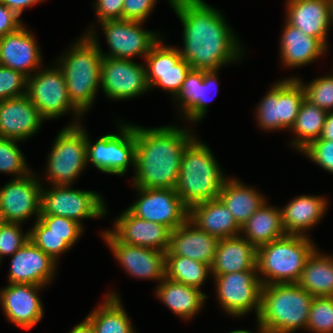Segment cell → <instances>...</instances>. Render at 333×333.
<instances>
[{
	"mask_svg": "<svg viewBox=\"0 0 333 333\" xmlns=\"http://www.w3.org/2000/svg\"><path fill=\"white\" fill-rule=\"evenodd\" d=\"M185 129L172 126H135L134 186L175 189L184 149L194 138Z\"/></svg>",
	"mask_w": 333,
	"mask_h": 333,
	"instance_id": "2",
	"label": "cell"
},
{
	"mask_svg": "<svg viewBox=\"0 0 333 333\" xmlns=\"http://www.w3.org/2000/svg\"><path fill=\"white\" fill-rule=\"evenodd\" d=\"M240 232L256 248L284 237L281 210L268 206L265 201L241 226Z\"/></svg>",
	"mask_w": 333,
	"mask_h": 333,
	"instance_id": "31",
	"label": "cell"
},
{
	"mask_svg": "<svg viewBox=\"0 0 333 333\" xmlns=\"http://www.w3.org/2000/svg\"><path fill=\"white\" fill-rule=\"evenodd\" d=\"M56 262L30 240L12 255L10 284L44 286L51 281Z\"/></svg>",
	"mask_w": 333,
	"mask_h": 333,
	"instance_id": "21",
	"label": "cell"
},
{
	"mask_svg": "<svg viewBox=\"0 0 333 333\" xmlns=\"http://www.w3.org/2000/svg\"><path fill=\"white\" fill-rule=\"evenodd\" d=\"M100 23L111 49L109 54L101 53L102 57L130 59L141 55L145 58L151 48L161 40L155 32L141 28L142 22L116 19Z\"/></svg>",
	"mask_w": 333,
	"mask_h": 333,
	"instance_id": "14",
	"label": "cell"
},
{
	"mask_svg": "<svg viewBox=\"0 0 333 333\" xmlns=\"http://www.w3.org/2000/svg\"><path fill=\"white\" fill-rule=\"evenodd\" d=\"M34 284H9L0 292V303L4 314L17 326L31 329L43 316V306Z\"/></svg>",
	"mask_w": 333,
	"mask_h": 333,
	"instance_id": "20",
	"label": "cell"
},
{
	"mask_svg": "<svg viewBox=\"0 0 333 333\" xmlns=\"http://www.w3.org/2000/svg\"><path fill=\"white\" fill-rule=\"evenodd\" d=\"M304 99V88L296 78L275 83L257 108L259 126L264 130L291 129Z\"/></svg>",
	"mask_w": 333,
	"mask_h": 333,
	"instance_id": "8",
	"label": "cell"
},
{
	"mask_svg": "<svg viewBox=\"0 0 333 333\" xmlns=\"http://www.w3.org/2000/svg\"><path fill=\"white\" fill-rule=\"evenodd\" d=\"M93 32L89 30L59 61L69 99L82 113L90 109L101 84L103 51Z\"/></svg>",
	"mask_w": 333,
	"mask_h": 333,
	"instance_id": "3",
	"label": "cell"
},
{
	"mask_svg": "<svg viewBox=\"0 0 333 333\" xmlns=\"http://www.w3.org/2000/svg\"><path fill=\"white\" fill-rule=\"evenodd\" d=\"M120 130V135H104L94 144H91L86 134V150L87 162H91L98 170L123 176L130 163L135 166V126L122 125Z\"/></svg>",
	"mask_w": 333,
	"mask_h": 333,
	"instance_id": "10",
	"label": "cell"
},
{
	"mask_svg": "<svg viewBox=\"0 0 333 333\" xmlns=\"http://www.w3.org/2000/svg\"><path fill=\"white\" fill-rule=\"evenodd\" d=\"M287 6L286 22L327 47V30L332 24L329 0H288Z\"/></svg>",
	"mask_w": 333,
	"mask_h": 333,
	"instance_id": "25",
	"label": "cell"
},
{
	"mask_svg": "<svg viewBox=\"0 0 333 333\" xmlns=\"http://www.w3.org/2000/svg\"><path fill=\"white\" fill-rule=\"evenodd\" d=\"M161 43L159 40L145 57L148 86H160L175 98L192 68L181 57L178 48L163 46Z\"/></svg>",
	"mask_w": 333,
	"mask_h": 333,
	"instance_id": "16",
	"label": "cell"
},
{
	"mask_svg": "<svg viewBox=\"0 0 333 333\" xmlns=\"http://www.w3.org/2000/svg\"><path fill=\"white\" fill-rule=\"evenodd\" d=\"M306 328L316 333H333V297H314Z\"/></svg>",
	"mask_w": 333,
	"mask_h": 333,
	"instance_id": "40",
	"label": "cell"
},
{
	"mask_svg": "<svg viewBox=\"0 0 333 333\" xmlns=\"http://www.w3.org/2000/svg\"><path fill=\"white\" fill-rule=\"evenodd\" d=\"M218 241V238L200 230L187 219L182 225L170 231L169 248L165 255L186 257L211 266Z\"/></svg>",
	"mask_w": 333,
	"mask_h": 333,
	"instance_id": "23",
	"label": "cell"
},
{
	"mask_svg": "<svg viewBox=\"0 0 333 333\" xmlns=\"http://www.w3.org/2000/svg\"><path fill=\"white\" fill-rule=\"evenodd\" d=\"M156 293L169 309L183 319L193 318L207 297L201 290L167 277L160 282Z\"/></svg>",
	"mask_w": 333,
	"mask_h": 333,
	"instance_id": "32",
	"label": "cell"
},
{
	"mask_svg": "<svg viewBox=\"0 0 333 333\" xmlns=\"http://www.w3.org/2000/svg\"><path fill=\"white\" fill-rule=\"evenodd\" d=\"M257 270V248L242 236L219 239L211 264L213 276Z\"/></svg>",
	"mask_w": 333,
	"mask_h": 333,
	"instance_id": "26",
	"label": "cell"
},
{
	"mask_svg": "<svg viewBox=\"0 0 333 333\" xmlns=\"http://www.w3.org/2000/svg\"><path fill=\"white\" fill-rule=\"evenodd\" d=\"M70 333H95L91 322L86 318L81 323L76 325Z\"/></svg>",
	"mask_w": 333,
	"mask_h": 333,
	"instance_id": "51",
	"label": "cell"
},
{
	"mask_svg": "<svg viewBox=\"0 0 333 333\" xmlns=\"http://www.w3.org/2000/svg\"><path fill=\"white\" fill-rule=\"evenodd\" d=\"M141 196L128 210L136 217L166 226L170 231L182 225L189 209L175 189L136 187Z\"/></svg>",
	"mask_w": 333,
	"mask_h": 333,
	"instance_id": "13",
	"label": "cell"
},
{
	"mask_svg": "<svg viewBox=\"0 0 333 333\" xmlns=\"http://www.w3.org/2000/svg\"><path fill=\"white\" fill-rule=\"evenodd\" d=\"M188 219L200 230L218 239L238 236L241 231L230 210L219 198L193 205Z\"/></svg>",
	"mask_w": 333,
	"mask_h": 333,
	"instance_id": "28",
	"label": "cell"
},
{
	"mask_svg": "<svg viewBox=\"0 0 333 333\" xmlns=\"http://www.w3.org/2000/svg\"><path fill=\"white\" fill-rule=\"evenodd\" d=\"M103 238L115 258L134 277L158 279L165 277V253L156 249L118 242L108 231Z\"/></svg>",
	"mask_w": 333,
	"mask_h": 333,
	"instance_id": "18",
	"label": "cell"
},
{
	"mask_svg": "<svg viewBox=\"0 0 333 333\" xmlns=\"http://www.w3.org/2000/svg\"><path fill=\"white\" fill-rule=\"evenodd\" d=\"M211 150L193 138L185 147L175 191L182 203L193 205L216 199L226 178Z\"/></svg>",
	"mask_w": 333,
	"mask_h": 333,
	"instance_id": "4",
	"label": "cell"
},
{
	"mask_svg": "<svg viewBox=\"0 0 333 333\" xmlns=\"http://www.w3.org/2000/svg\"><path fill=\"white\" fill-rule=\"evenodd\" d=\"M183 30L181 57L192 69L218 71L240 58V46L224 17L203 0H172Z\"/></svg>",
	"mask_w": 333,
	"mask_h": 333,
	"instance_id": "1",
	"label": "cell"
},
{
	"mask_svg": "<svg viewBox=\"0 0 333 333\" xmlns=\"http://www.w3.org/2000/svg\"><path fill=\"white\" fill-rule=\"evenodd\" d=\"M3 223V219H2V216H1V213H0V225Z\"/></svg>",
	"mask_w": 333,
	"mask_h": 333,
	"instance_id": "54",
	"label": "cell"
},
{
	"mask_svg": "<svg viewBox=\"0 0 333 333\" xmlns=\"http://www.w3.org/2000/svg\"><path fill=\"white\" fill-rule=\"evenodd\" d=\"M313 299L297 283L263 285L257 318L269 332L293 333L307 327Z\"/></svg>",
	"mask_w": 333,
	"mask_h": 333,
	"instance_id": "5",
	"label": "cell"
},
{
	"mask_svg": "<svg viewBox=\"0 0 333 333\" xmlns=\"http://www.w3.org/2000/svg\"><path fill=\"white\" fill-rule=\"evenodd\" d=\"M316 164L333 174V140L316 139L301 150Z\"/></svg>",
	"mask_w": 333,
	"mask_h": 333,
	"instance_id": "44",
	"label": "cell"
},
{
	"mask_svg": "<svg viewBox=\"0 0 333 333\" xmlns=\"http://www.w3.org/2000/svg\"><path fill=\"white\" fill-rule=\"evenodd\" d=\"M47 177L54 186H71L87 162L86 132L79 123L63 128L48 156Z\"/></svg>",
	"mask_w": 333,
	"mask_h": 333,
	"instance_id": "7",
	"label": "cell"
},
{
	"mask_svg": "<svg viewBox=\"0 0 333 333\" xmlns=\"http://www.w3.org/2000/svg\"><path fill=\"white\" fill-rule=\"evenodd\" d=\"M20 225L12 222H3L0 225V261L4 255H14L29 241V231L21 233Z\"/></svg>",
	"mask_w": 333,
	"mask_h": 333,
	"instance_id": "43",
	"label": "cell"
},
{
	"mask_svg": "<svg viewBox=\"0 0 333 333\" xmlns=\"http://www.w3.org/2000/svg\"><path fill=\"white\" fill-rule=\"evenodd\" d=\"M296 79L303 86L307 101L326 112H331L333 108V74L315 79L307 85L303 84L300 79Z\"/></svg>",
	"mask_w": 333,
	"mask_h": 333,
	"instance_id": "41",
	"label": "cell"
},
{
	"mask_svg": "<svg viewBox=\"0 0 333 333\" xmlns=\"http://www.w3.org/2000/svg\"><path fill=\"white\" fill-rule=\"evenodd\" d=\"M327 201L320 196L302 195L281 208L282 224L286 235H305L304 231L320 221Z\"/></svg>",
	"mask_w": 333,
	"mask_h": 333,
	"instance_id": "29",
	"label": "cell"
},
{
	"mask_svg": "<svg viewBox=\"0 0 333 333\" xmlns=\"http://www.w3.org/2000/svg\"><path fill=\"white\" fill-rule=\"evenodd\" d=\"M217 72L191 69L186 75L176 100L181 102L182 112L188 120L197 122L205 116L209 92L216 86Z\"/></svg>",
	"mask_w": 333,
	"mask_h": 333,
	"instance_id": "27",
	"label": "cell"
},
{
	"mask_svg": "<svg viewBox=\"0 0 333 333\" xmlns=\"http://www.w3.org/2000/svg\"><path fill=\"white\" fill-rule=\"evenodd\" d=\"M297 284L314 297H333V257L320 255L315 249Z\"/></svg>",
	"mask_w": 333,
	"mask_h": 333,
	"instance_id": "34",
	"label": "cell"
},
{
	"mask_svg": "<svg viewBox=\"0 0 333 333\" xmlns=\"http://www.w3.org/2000/svg\"><path fill=\"white\" fill-rule=\"evenodd\" d=\"M327 114L325 110L312 105L306 99L303 100L295 123L290 129L298 134L297 139L291 142L296 149L301 151L309 143L320 138Z\"/></svg>",
	"mask_w": 333,
	"mask_h": 333,
	"instance_id": "36",
	"label": "cell"
},
{
	"mask_svg": "<svg viewBox=\"0 0 333 333\" xmlns=\"http://www.w3.org/2000/svg\"><path fill=\"white\" fill-rule=\"evenodd\" d=\"M38 47L33 34L21 26L17 31L0 37V62L4 67L29 77L30 71L39 68L42 60Z\"/></svg>",
	"mask_w": 333,
	"mask_h": 333,
	"instance_id": "24",
	"label": "cell"
},
{
	"mask_svg": "<svg viewBox=\"0 0 333 333\" xmlns=\"http://www.w3.org/2000/svg\"><path fill=\"white\" fill-rule=\"evenodd\" d=\"M320 138L333 140V111L327 114Z\"/></svg>",
	"mask_w": 333,
	"mask_h": 333,
	"instance_id": "50",
	"label": "cell"
},
{
	"mask_svg": "<svg viewBox=\"0 0 333 333\" xmlns=\"http://www.w3.org/2000/svg\"><path fill=\"white\" fill-rule=\"evenodd\" d=\"M18 140L0 137V172L13 173L15 178H21L29 173L25 157L18 148Z\"/></svg>",
	"mask_w": 333,
	"mask_h": 333,
	"instance_id": "39",
	"label": "cell"
},
{
	"mask_svg": "<svg viewBox=\"0 0 333 333\" xmlns=\"http://www.w3.org/2000/svg\"><path fill=\"white\" fill-rule=\"evenodd\" d=\"M329 7H330V19L333 23V0H329Z\"/></svg>",
	"mask_w": 333,
	"mask_h": 333,
	"instance_id": "53",
	"label": "cell"
},
{
	"mask_svg": "<svg viewBox=\"0 0 333 333\" xmlns=\"http://www.w3.org/2000/svg\"><path fill=\"white\" fill-rule=\"evenodd\" d=\"M105 300L86 317L94 327V332L136 333L117 294L110 292Z\"/></svg>",
	"mask_w": 333,
	"mask_h": 333,
	"instance_id": "35",
	"label": "cell"
},
{
	"mask_svg": "<svg viewBox=\"0 0 333 333\" xmlns=\"http://www.w3.org/2000/svg\"><path fill=\"white\" fill-rule=\"evenodd\" d=\"M100 86L114 100L136 97L149 89L146 67L131 59L103 57Z\"/></svg>",
	"mask_w": 333,
	"mask_h": 333,
	"instance_id": "15",
	"label": "cell"
},
{
	"mask_svg": "<svg viewBox=\"0 0 333 333\" xmlns=\"http://www.w3.org/2000/svg\"><path fill=\"white\" fill-rule=\"evenodd\" d=\"M31 174L14 178L0 189V213L3 222L21 224L34 214L39 218L42 185Z\"/></svg>",
	"mask_w": 333,
	"mask_h": 333,
	"instance_id": "17",
	"label": "cell"
},
{
	"mask_svg": "<svg viewBox=\"0 0 333 333\" xmlns=\"http://www.w3.org/2000/svg\"><path fill=\"white\" fill-rule=\"evenodd\" d=\"M29 233H53L66 236V243L72 247L81 237L83 226L62 216L40 215Z\"/></svg>",
	"mask_w": 333,
	"mask_h": 333,
	"instance_id": "38",
	"label": "cell"
},
{
	"mask_svg": "<svg viewBox=\"0 0 333 333\" xmlns=\"http://www.w3.org/2000/svg\"><path fill=\"white\" fill-rule=\"evenodd\" d=\"M211 266L196 260L176 255H165V277L197 288L204 284Z\"/></svg>",
	"mask_w": 333,
	"mask_h": 333,
	"instance_id": "37",
	"label": "cell"
},
{
	"mask_svg": "<svg viewBox=\"0 0 333 333\" xmlns=\"http://www.w3.org/2000/svg\"><path fill=\"white\" fill-rule=\"evenodd\" d=\"M282 34L280 57L285 66L298 67L309 64L327 48L318 38L304 34L287 22Z\"/></svg>",
	"mask_w": 333,
	"mask_h": 333,
	"instance_id": "30",
	"label": "cell"
},
{
	"mask_svg": "<svg viewBox=\"0 0 333 333\" xmlns=\"http://www.w3.org/2000/svg\"><path fill=\"white\" fill-rule=\"evenodd\" d=\"M23 88H27V76L4 66L0 68V101L27 95Z\"/></svg>",
	"mask_w": 333,
	"mask_h": 333,
	"instance_id": "42",
	"label": "cell"
},
{
	"mask_svg": "<svg viewBox=\"0 0 333 333\" xmlns=\"http://www.w3.org/2000/svg\"><path fill=\"white\" fill-rule=\"evenodd\" d=\"M43 0H0L1 3L12 9L19 17L23 10Z\"/></svg>",
	"mask_w": 333,
	"mask_h": 333,
	"instance_id": "49",
	"label": "cell"
},
{
	"mask_svg": "<svg viewBox=\"0 0 333 333\" xmlns=\"http://www.w3.org/2000/svg\"><path fill=\"white\" fill-rule=\"evenodd\" d=\"M95 11L99 21L123 19L124 0H97Z\"/></svg>",
	"mask_w": 333,
	"mask_h": 333,
	"instance_id": "47",
	"label": "cell"
},
{
	"mask_svg": "<svg viewBox=\"0 0 333 333\" xmlns=\"http://www.w3.org/2000/svg\"><path fill=\"white\" fill-rule=\"evenodd\" d=\"M307 236L285 235L257 248V272L262 285L298 283L306 261L315 250ZM268 278V279H267Z\"/></svg>",
	"mask_w": 333,
	"mask_h": 333,
	"instance_id": "6",
	"label": "cell"
},
{
	"mask_svg": "<svg viewBox=\"0 0 333 333\" xmlns=\"http://www.w3.org/2000/svg\"><path fill=\"white\" fill-rule=\"evenodd\" d=\"M19 19L12 9L0 2V37L15 32L23 26Z\"/></svg>",
	"mask_w": 333,
	"mask_h": 333,
	"instance_id": "48",
	"label": "cell"
},
{
	"mask_svg": "<svg viewBox=\"0 0 333 333\" xmlns=\"http://www.w3.org/2000/svg\"><path fill=\"white\" fill-rule=\"evenodd\" d=\"M29 240L49 255L55 262L58 256L70 249L66 243V236H59L53 233H29Z\"/></svg>",
	"mask_w": 333,
	"mask_h": 333,
	"instance_id": "45",
	"label": "cell"
},
{
	"mask_svg": "<svg viewBox=\"0 0 333 333\" xmlns=\"http://www.w3.org/2000/svg\"><path fill=\"white\" fill-rule=\"evenodd\" d=\"M27 96L43 119L58 118L68 110L76 117L83 114L69 99L64 75L58 67L39 71L27 77Z\"/></svg>",
	"mask_w": 333,
	"mask_h": 333,
	"instance_id": "11",
	"label": "cell"
},
{
	"mask_svg": "<svg viewBox=\"0 0 333 333\" xmlns=\"http://www.w3.org/2000/svg\"><path fill=\"white\" fill-rule=\"evenodd\" d=\"M155 4L156 0H124L123 19L143 23Z\"/></svg>",
	"mask_w": 333,
	"mask_h": 333,
	"instance_id": "46",
	"label": "cell"
},
{
	"mask_svg": "<svg viewBox=\"0 0 333 333\" xmlns=\"http://www.w3.org/2000/svg\"><path fill=\"white\" fill-rule=\"evenodd\" d=\"M257 321H258V328H259V332L258 333H265L267 330L260 324V321L259 319L257 318ZM230 333H252L250 331H247V330H236V331H232Z\"/></svg>",
	"mask_w": 333,
	"mask_h": 333,
	"instance_id": "52",
	"label": "cell"
},
{
	"mask_svg": "<svg viewBox=\"0 0 333 333\" xmlns=\"http://www.w3.org/2000/svg\"><path fill=\"white\" fill-rule=\"evenodd\" d=\"M102 197L93 191L73 190L70 186L41 188L40 215L62 216L80 225L83 218H100L105 215Z\"/></svg>",
	"mask_w": 333,
	"mask_h": 333,
	"instance_id": "9",
	"label": "cell"
},
{
	"mask_svg": "<svg viewBox=\"0 0 333 333\" xmlns=\"http://www.w3.org/2000/svg\"><path fill=\"white\" fill-rule=\"evenodd\" d=\"M263 197L237 179H226L218 196L240 227L266 201Z\"/></svg>",
	"mask_w": 333,
	"mask_h": 333,
	"instance_id": "33",
	"label": "cell"
},
{
	"mask_svg": "<svg viewBox=\"0 0 333 333\" xmlns=\"http://www.w3.org/2000/svg\"><path fill=\"white\" fill-rule=\"evenodd\" d=\"M108 232L118 241L167 252L170 230L159 223L146 221L133 215L128 209L115 222L114 230Z\"/></svg>",
	"mask_w": 333,
	"mask_h": 333,
	"instance_id": "19",
	"label": "cell"
},
{
	"mask_svg": "<svg viewBox=\"0 0 333 333\" xmlns=\"http://www.w3.org/2000/svg\"><path fill=\"white\" fill-rule=\"evenodd\" d=\"M217 296L223 309L233 316H243L255 308L258 317L261 309L262 283L257 270L214 276Z\"/></svg>",
	"mask_w": 333,
	"mask_h": 333,
	"instance_id": "12",
	"label": "cell"
},
{
	"mask_svg": "<svg viewBox=\"0 0 333 333\" xmlns=\"http://www.w3.org/2000/svg\"><path fill=\"white\" fill-rule=\"evenodd\" d=\"M42 121L27 95L0 101V137L25 140L40 129Z\"/></svg>",
	"mask_w": 333,
	"mask_h": 333,
	"instance_id": "22",
	"label": "cell"
}]
</instances>
